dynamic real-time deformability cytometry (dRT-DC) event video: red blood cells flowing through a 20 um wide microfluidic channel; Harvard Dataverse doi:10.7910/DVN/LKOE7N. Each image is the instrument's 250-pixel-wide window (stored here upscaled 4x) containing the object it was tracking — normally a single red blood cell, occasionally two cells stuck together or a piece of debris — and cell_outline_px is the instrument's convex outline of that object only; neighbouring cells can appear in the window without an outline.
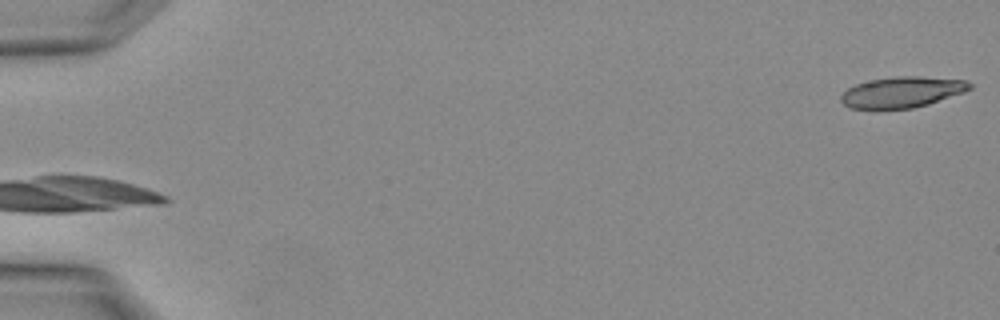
{"species": "Egyptian fruit bat (a non-hibernating species)", "species_latin": "Rousettus aegyptiacus", "temperature_condition": "warm", "stored_images_in_passage": 3, "camera_frame_rate_fps": 3000, "um_per_image_px": 0.085, "animal": {"sex": "female"}, "frame": {"image": 1, "passage_image": 1, "time_ms": 0.0, "image_size_px": [1000, 320], "cell_outline_px": [[972, 88], [964, 92], [928, 104], [912, 108], [880, 112], [848, 108], [840, 100], [840, 96], [848, 88], [856, 84], [872, 80], [896, 76], [920, 76], [968, 80], [972, 84]], "centroid_in_image_um": [76.63, 7.87], "position_along_channel_um": 8.4, "area_um2": 23.93}}